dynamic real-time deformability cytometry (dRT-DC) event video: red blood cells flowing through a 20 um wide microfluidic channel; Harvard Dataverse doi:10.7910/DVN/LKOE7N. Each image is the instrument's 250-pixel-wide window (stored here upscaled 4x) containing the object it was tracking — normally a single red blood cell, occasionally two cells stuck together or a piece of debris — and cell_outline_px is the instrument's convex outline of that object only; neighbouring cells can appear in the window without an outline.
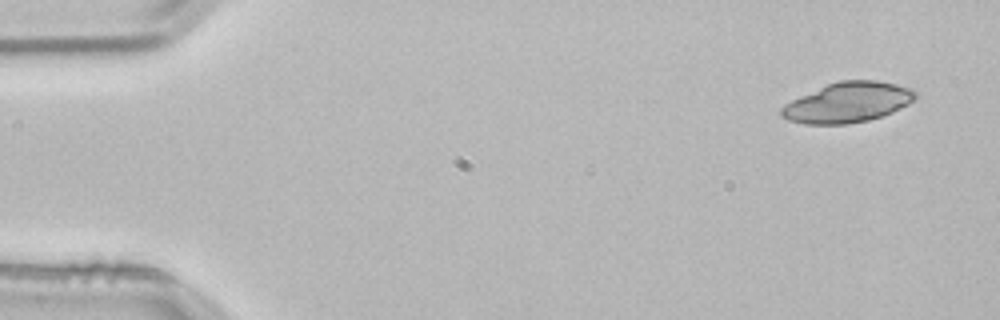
{"species": "common noctule bat (a hibernating species)", "species_latin": "Nyctalus noctula", "temperature_condition": "room temperature", "stored_images_in_passage": 3, "camera_frame_rate_fps": 3000, "um_per_image_px": 0.085, "animal": {"sex": "male", "body_mass_g": 21.5, "forearm_length_mm": 52.0}, "frame": {"image": 1, "passage_image": 1, "time_ms": 0.0, "image_size_px": [1000, 320], "cell_outline_px": [[916, 100], [892, 112], [868, 120], [848, 124], [804, 124], [788, 120], [780, 116], [780, 108], [784, 104], [800, 96], [828, 84], [840, 80], [876, 80], [896, 84], [912, 88], [916, 92]], "centroid_in_image_um": [72.06, 8.71], "position_along_channel_um": 12.9, "area_um2": 31.33}}